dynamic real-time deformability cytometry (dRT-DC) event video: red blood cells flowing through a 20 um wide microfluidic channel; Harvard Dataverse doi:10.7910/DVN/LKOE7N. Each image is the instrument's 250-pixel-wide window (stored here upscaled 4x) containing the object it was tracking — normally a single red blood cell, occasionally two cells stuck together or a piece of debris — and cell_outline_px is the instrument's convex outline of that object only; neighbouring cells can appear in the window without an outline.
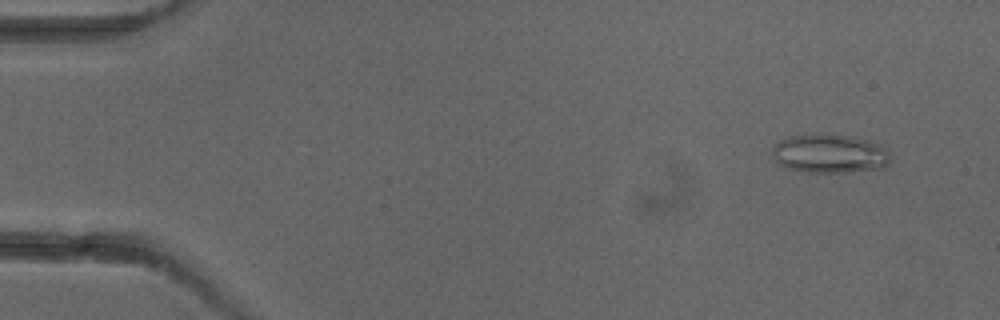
{"species": "common noctule bat (a hibernating species)", "species_latin": "Nyctalus noctula", "temperature_condition": "cold", "stored_images_in_passage": 4, "camera_frame_rate_fps": 3000, "um_per_image_px": 0.085, "animal": {"sex": "female"}, "frame": {"image": 1, "passage_image": 1, "time_ms": 0.0, "image_size_px": [1000, 320], "cell_outline_px": [[888, 164], [884, 168], [848, 172], [808, 172], [788, 168], [780, 164], [772, 156], [772, 148], [780, 140], [792, 136], [848, 136], [872, 140], [880, 144], [888, 152]], "centroid_in_image_um": [70.55, 13.09], "position_along_channel_um": 14.4, "area_um2": 26.13}}